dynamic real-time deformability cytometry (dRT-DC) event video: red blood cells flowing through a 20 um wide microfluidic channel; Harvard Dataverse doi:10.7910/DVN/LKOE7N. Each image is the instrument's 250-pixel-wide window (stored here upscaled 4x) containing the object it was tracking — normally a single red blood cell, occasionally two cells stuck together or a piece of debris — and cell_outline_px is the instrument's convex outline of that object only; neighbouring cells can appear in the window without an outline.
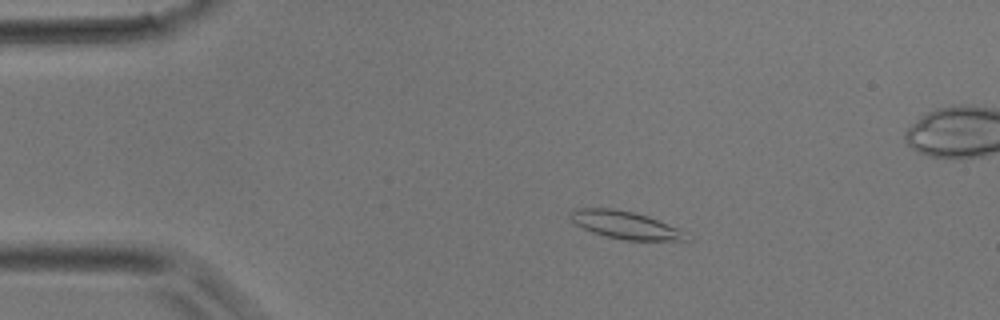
{"species": "common noctule bat (a hibernating species)", "species_latin": "Nyctalus noctula", "temperature_condition": "room temperature", "stored_images_in_passage": 35, "camera_frame_rate_fps": 3000, "um_per_image_px": 0.085, "animal": {"sex": "male", "body_mass_g": 17.9}, "frame": {"image": 1, "passage_image": 1, "time_ms": 0.0, "image_size_px": [1000, 320], "cell_outline_px": [[692, 240], [624, 240], [592, 232], [576, 224], [568, 216], [568, 212], [572, 208], [612, 208], [632, 212], [648, 216], [680, 228]], "centroid_in_image_um": [53.14, 19.11], "position_along_channel_um": 31.9, "area_um2": 18.67}}
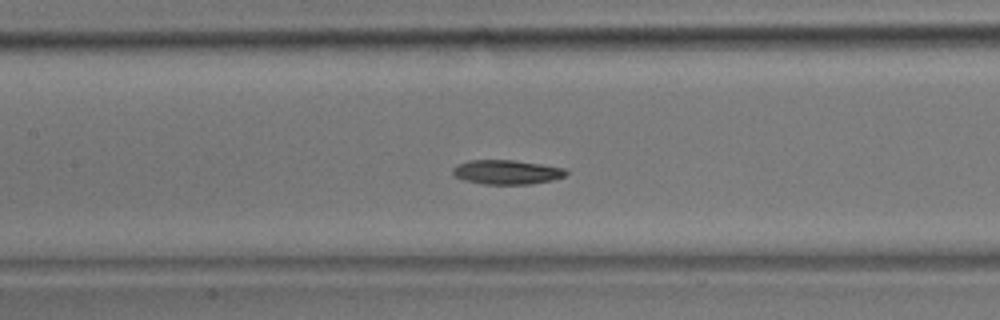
{"frame": {"image": 2, "passage_image": 12, "time_ms": 3.667, "image_size_px": [1000, 320], "cell_outline_px": [[568, 172], [564, 176], [552, 180], [528, 184], [484, 184], [464, 180], [456, 176], [452, 172], [452, 168], [456, 164], [468, 160], [512, 160], [540, 164], [564, 168]], "centroid_in_image_um": [43.03, 14.62], "position_along_channel_um": 164.4, "area_um2": 15.95}}
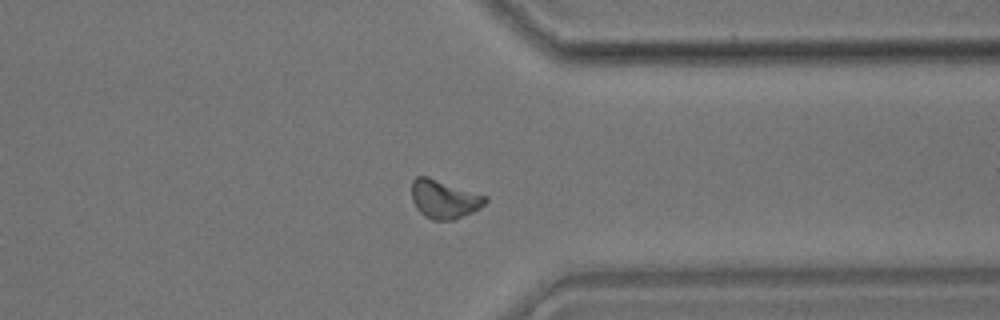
{"frame": {"image": 3, "passage_image": 25, "time_ms": 8.0, "image_size_px": [1000, 320], "cell_outline_px": [[488, 200], [480, 208], [456, 220], [432, 220], [424, 216], [416, 208], [412, 200], [412, 180], [416, 176], [428, 176], [488, 196]], "centroid_in_image_um": [37.76, 16.93], "position_along_channel_um": 373.6, "area_um2": 16.76}}